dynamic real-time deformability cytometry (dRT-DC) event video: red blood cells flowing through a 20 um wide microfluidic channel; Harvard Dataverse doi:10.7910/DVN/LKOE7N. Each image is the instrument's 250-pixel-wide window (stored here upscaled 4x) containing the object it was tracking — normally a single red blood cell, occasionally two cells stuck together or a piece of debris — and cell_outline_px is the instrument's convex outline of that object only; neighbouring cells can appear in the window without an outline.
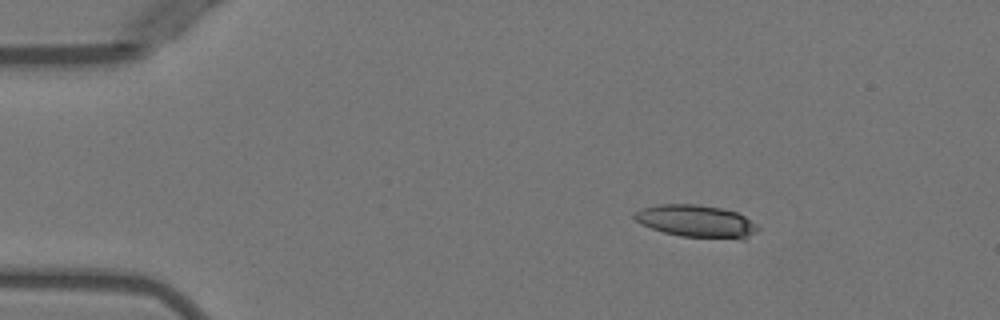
{"species": "Egyptian fruit bat (a non-hibernating species)", "species_latin": "Rousettus aegyptiacus", "temperature_condition": "warm", "stored_images_in_passage": 51, "camera_frame_rate_fps": 3000, "um_per_image_px": 0.085, "animal": {"sex": "female"}, "frame": {"image": 1, "passage_image": 8, "time_ms": 2.333, "image_size_px": [1000, 320], "cell_outline_px": [[760, 228], [756, 232], [744, 240], [680, 236], [664, 232], [640, 224], [632, 216], [640, 208], [660, 204], [696, 204], [720, 208], [736, 212], [744, 216], [756, 224]], "centroid_in_image_um": [59.2, 18.81], "position_along_channel_um": 25.8, "area_um2": 23.41}}
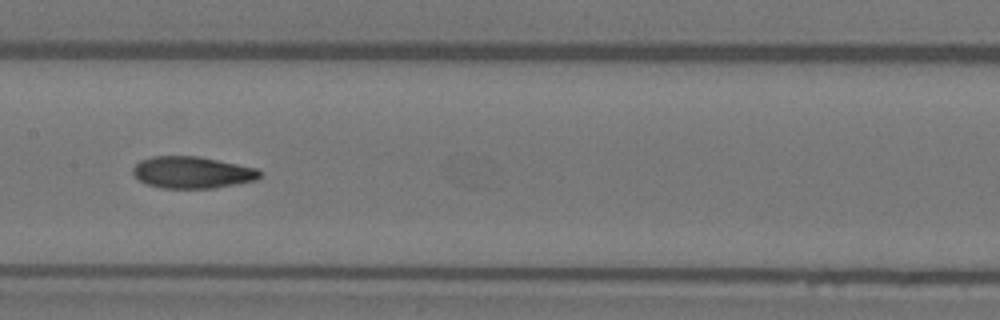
{"frame": {"image": 2, "passage_image": 26, "time_ms": 8.333, "image_size_px": [1000, 320], "cell_outline_px": [[264, 176], [256, 180], [236, 184], [212, 188], [160, 188], [144, 184], [132, 172], [132, 168], [140, 160], [152, 156], [196, 156], [256, 168], [264, 172]], "centroid_in_image_um": [16.34, 14.66], "position_along_channel_um": 191.1, "area_um2": 23.58}}
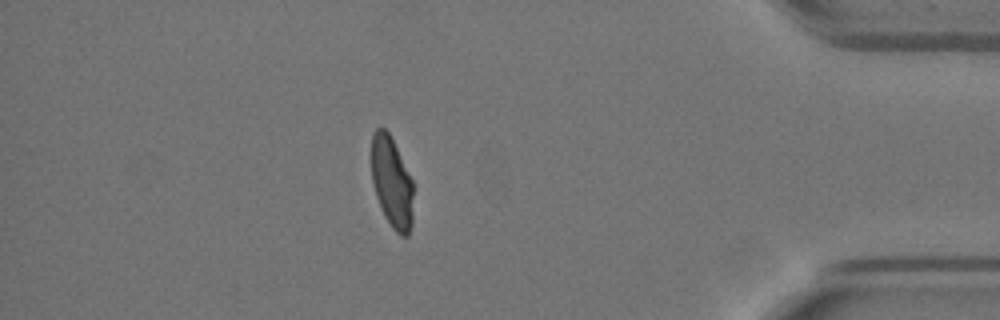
{"frame": {"image": 3, "passage_image": 45, "time_ms": 14.667, "image_size_px": [1000, 320], "cell_outline_px": [[412, 224], [408, 236], [400, 236], [392, 228], [384, 216], [376, 196], [372, 180], [372, 132], [376, 128], [384, 128], [388, 132], [412, 180]], "centroid_in_image_um": [33.29, 15.54], "position_along_channel_um": 401.9, "area_um2": 21.91}, "authors_computed_cell_mechanics": {"area_um2": 23.5246, "velocity_mm_per_s": 3.9592, "shape_relaxation_time_tau1_ms": null, "shape_relaxation_time_tau2_ms": 1.4971, "deformation_change_tau1": null, "deformation_change_tau2": 0.0684}}